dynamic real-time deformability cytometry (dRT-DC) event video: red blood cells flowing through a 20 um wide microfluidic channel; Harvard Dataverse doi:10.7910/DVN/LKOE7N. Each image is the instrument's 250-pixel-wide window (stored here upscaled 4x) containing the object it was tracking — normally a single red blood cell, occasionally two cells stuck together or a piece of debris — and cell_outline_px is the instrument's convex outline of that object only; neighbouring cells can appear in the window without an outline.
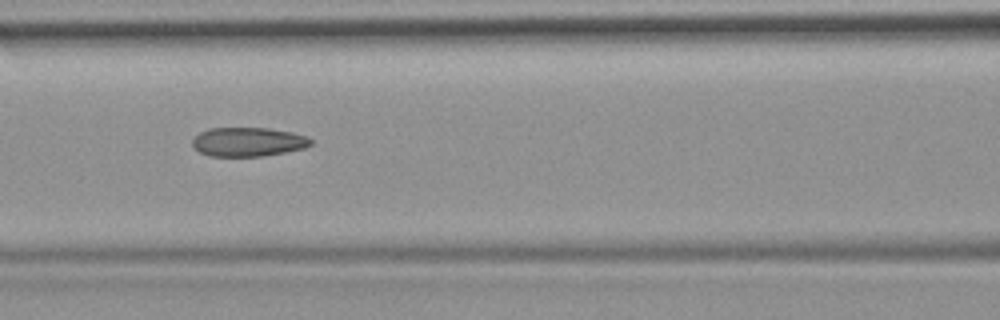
{"species": "common noctule bat (a hibernating species)", "species_latin": "Nyctalus noctula", "temperature_condition": "room temperature", "stored_images_in_passage": 7, "camera_frame_rate_fps": 3000, "um_per_image_px": 0.085, "animal": {"sex": "female", "body_mass_g": 19.9}, "frame": {"image": 1, "passage_image": 6, "time_ms": 7.0, "image_size_px": [1000, 320], "cell_outline_px": [[312, 144], [304, 148], [264, 156], [208, 156], [200, 152], [192, 144], [192, 140], [200, 132], [208, 128], [268, 128], [292, 132], [308, 136], [312, 140]], "centroid_in_image_um": [21.1, 12.05], "position_along_channel_um": 145.5, "area_um2": 20.06}}
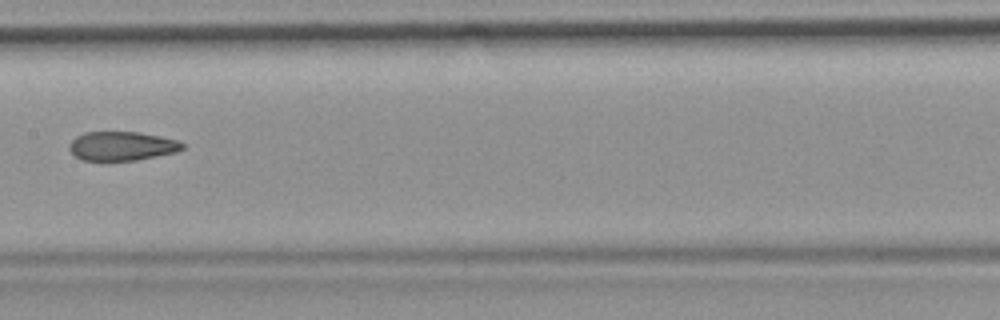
{"frame": {"image": 2, "passage_image": 7, "time_ms": 8.333, "image_size_px": [1000, 320], "cell_outline_px": [[184, 148], [176, 152], [136, 160], [80, 160], [68, 148], [68, 144], [76, 136], [84, 132], [140, 132], [160, 136], [176, 140], [184, 144]], "centroid_in_image_um": [10.34, 12.4], "position_along_channel_um": 197.1, "area_um2": 19.07}}